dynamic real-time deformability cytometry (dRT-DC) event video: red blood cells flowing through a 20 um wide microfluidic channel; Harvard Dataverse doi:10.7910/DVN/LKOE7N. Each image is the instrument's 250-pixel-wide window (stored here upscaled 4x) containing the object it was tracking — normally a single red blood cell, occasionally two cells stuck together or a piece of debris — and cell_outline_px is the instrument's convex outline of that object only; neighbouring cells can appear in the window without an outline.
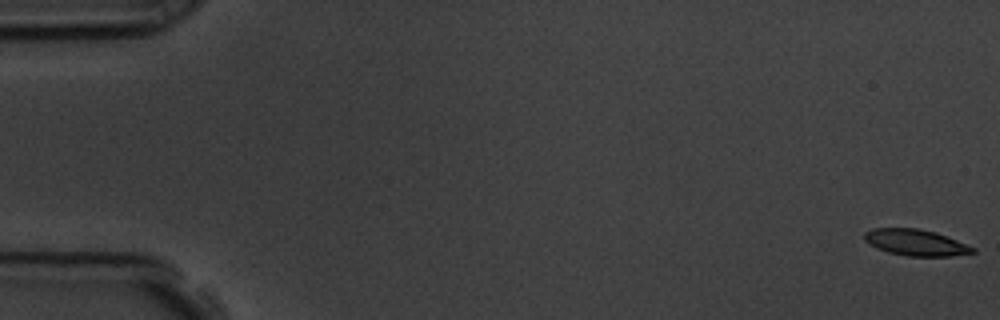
{"species": "common noctule bat (a hibernating species)", "species_latin": "Nyctalus noctula", "temperature_condition": "room temperature", "stored_images_in_passage": 59, "camera_frame_rate_fps": 3000, "um_per_image_px": 0.085, "animal": {"sex": "male", "body_mass_g": 19.5, "forearm_length_mm": 54.6}, "frame": {"image": 1, "passage_image": 1, "time_ms": 0.0, "image_size_px": [1000, 320], "cell_outline_px": [[976, 252], [952, 256], [908, 256], [888, 252], [876, 248], [868, 244], [864, 240], [864, 232], [872, 228], [916, 228], [936, 232], [976, 248]], "centroid_in_image_um": [77.81, 20.61], "position_along_channel_um": 7.2, "area_um2": 16.65}}
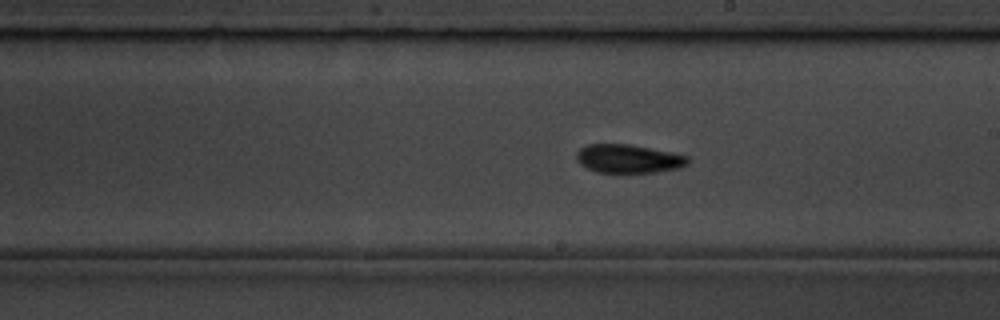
{"frame": {"image": 2, "passage_image": 33, "time_ms": 10.667, "image_size_px": [1000, 320], "cell_outline_px": [[688, 164], [680, 168], [656, 172], [596, 172], [584, 168], [576, 160], [576, 152], [580, 148], [588, 144], [628, 144], [688, 156]], "centroid_in_image_um": [53.36, 13.5], "position_along_channel_um": 235.6, "area_um2": 18.44}}
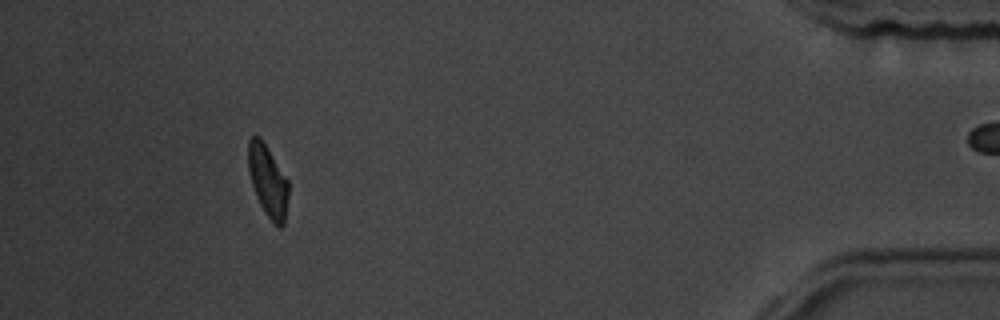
{"frame": {"image": 3, "passage_image": 53, "time_ms": 17.333, "image_size_px": [1000, 320], "cell_outline_px": [[288, 196], [284, 224], [280, 228], [268, 216], [260, 204], [256, 196], [248, 172], [248, 140], [252, 136], [260, 136], [288, 180]], "centroid_in_image_um": [22.76, 15.35], "position_along_channel_um": 412.4, "area_um2": 16.59}, "authors_computed_cell_mechanics": {"area_um2": 17.6868, "velocity_mm_per_s": 3.58, "shape_relaxation_time_tau1_ms": 4.5227, "shape_relaxation_time_tau2_ms": 4.0311, "deformation_change_tau1": 0.1292, "deformation_change_tau2": 0.0976}}